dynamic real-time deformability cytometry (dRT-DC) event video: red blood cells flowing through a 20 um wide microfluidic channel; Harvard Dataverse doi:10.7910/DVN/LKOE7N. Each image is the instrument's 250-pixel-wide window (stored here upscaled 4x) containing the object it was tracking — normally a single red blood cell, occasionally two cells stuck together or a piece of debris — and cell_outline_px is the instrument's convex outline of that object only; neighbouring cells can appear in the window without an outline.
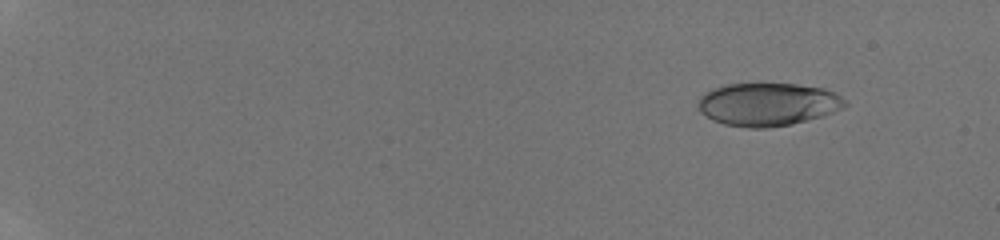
{"species": "human", "species_latin": "Homo sapiens", "temperature_condition": "room temperature", "stored_images_in_passage": 47, "camera_frame_rate_fps": 3000, "um_per_image_px": 0.085, "donor": {"sex": "male"}, "frame": {"image": 1, "passage_image": 6, "time_ms": 2.0, "image_size_px": [1000, 240], "cell_outline_px": [[848, 104], [844, 108], [820, 116], [788, 124], [768, 128], [748, 128], [724, 124], [712, 120], [700, 112], [696, 104], [700, 96], [704, 92], [712, 88], [724, 84], [796, 84], [824, 88], [836, 92]], "centroid_in_image_um": [65.21, 8.86], "position_along_channel_um": 19.8, "area_um2": 36.88}}
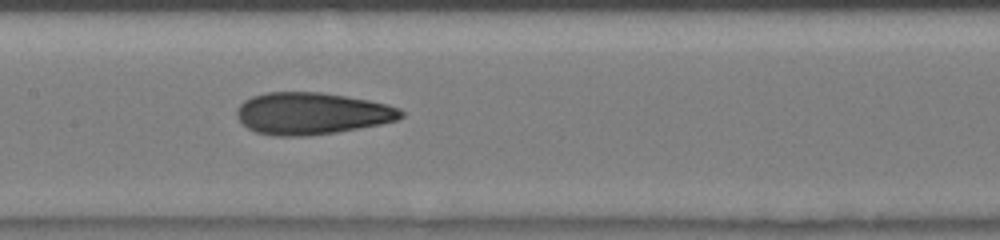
{"frame": {"image": 2, "passage_image": 29, "time_ms": 10.0, "image_size_px": [1000, 240], "cell_outline_px": [[404, 116], [396, 120], [380, 124], [336, 132], [308, 136], [276, 136], [256, 132], [248, 128], [236, 116], [236, 108], [244, 100], [252, 96], [268, 92], [320, 92], [368, 100], [388, 104], [400, 108], [404, 112]], "centroid_in_image_um": [26.49, 9.64], "position_along_channel_um": 180.9, "area_um2": 40.11}}
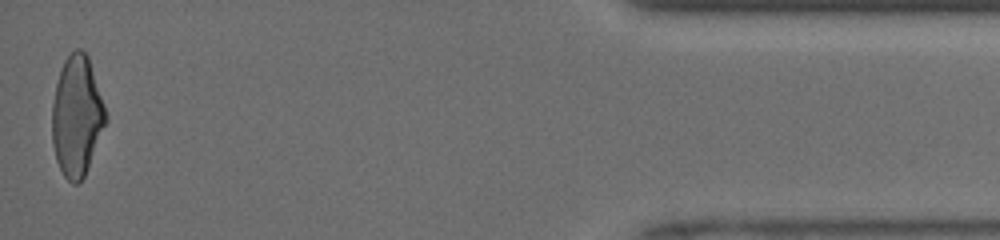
{"frame": {"image": 3, "passage_image": 47, "time_ms": 17.333, "image_size_px": [1000, 240], "cell_outline_px": [[108, 120], [84, 176], [76, 184], [72, 184], [64, 176], [56, 160], [52, 144], [52, 104], [56, 84], [64, 60], [76, 48], [80, 48], [88, 56], [108, 116]], "centroid_in_image_um": [6.53, 9.88], "position_along_channel_um": 428.7, "area_um2": 37.51}, "authors_computed_cell_mechanics": {"area_um2": 38.148, "velocity_mm_per_s": 4.2284, "shape_relaxation_time_tau1_ms": 10.4761, "shape_relaxation_time_tau2_ms": 1.4633, "deformation_change_tau1": 0.2717, "deformation_change_tau2": 0.0906}}